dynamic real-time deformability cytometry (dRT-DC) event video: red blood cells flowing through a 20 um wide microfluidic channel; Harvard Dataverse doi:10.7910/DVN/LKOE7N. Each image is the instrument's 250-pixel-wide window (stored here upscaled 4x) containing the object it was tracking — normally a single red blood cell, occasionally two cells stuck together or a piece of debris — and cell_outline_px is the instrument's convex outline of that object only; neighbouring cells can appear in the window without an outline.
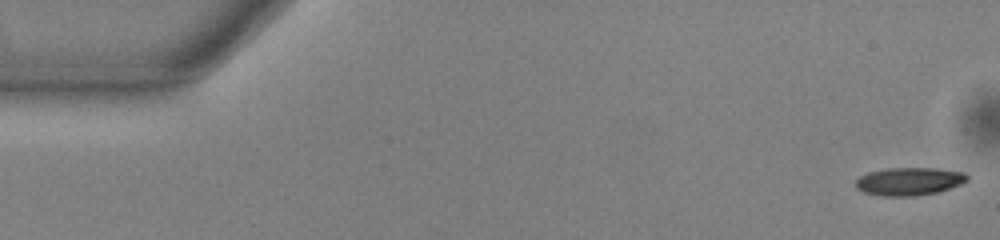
{"species": "common noctule bat (a hibernating species)", "species_latin": "Nyctalus noctula", "temperature_condition": "warm", "stored_images_in_passage": 53, "camera_frame_rate_fps": 3000, "um_per_image_px": 0.085, "animal": {"sex": "male", "body_mass_g": 13.0, "forearm_length_mm": 53.1}, "frame": {"image": 1, "passage_image": 1, "time_ms": 0.0, "image_size_px": [1000, 240], "cell_outline_px": [[968, 180], [960, 184], [936, 192], [916, 196], [880, 196], [864, 192], [856, 188], [856, 180], [860, 176], [868, 172], [888, 168], [932, 168], [964, 172], [968, 176]], "centroid_in_image_um": [77.25, 15.42], "position_along_channel_um": 7.7, "area_um2": 18.03}}
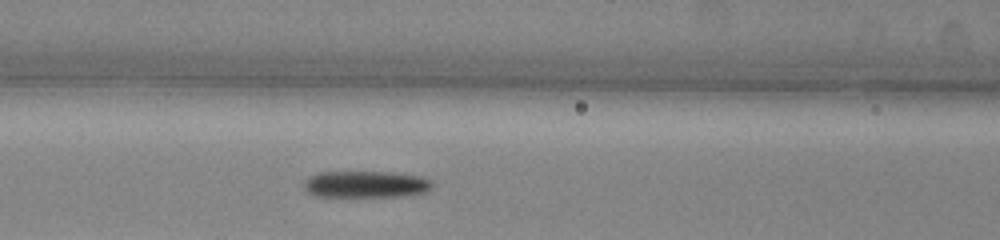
{"frame": {"image": 2, "passage_image": 22, "time_ms": 7.0, "image_size_px": [1000, 240], "cell_outline_px": [[432, 184], [424, 192], [408, 196], [316, 196], [308, 192], [304, 188], [304, 184], [308, 176], [320, 172], [392, 172], [420, 176], [432, 180]], "centroid_in_image_um": [31.08, 15.66], "position_along_channel_um": 135.5, "area_um2": 19.88}}
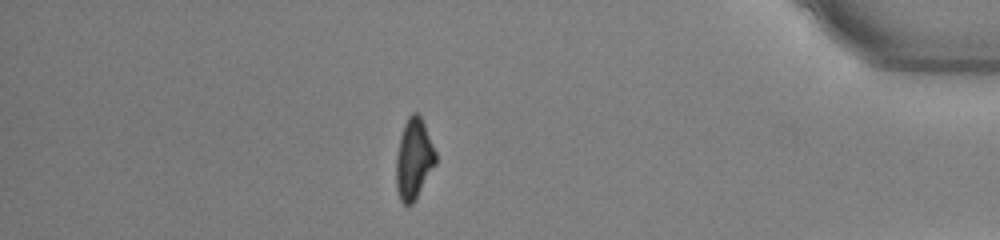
{"frame": {"image": 3, "passage_image": 46, "time_ms": 15.0, "image_size_px": [1000, 240], "cell_outline_px": [[436, 164], [416, 200], [412, 204], [404, 204], [400, 200], [396, 188], [396, 156], [400, 136], [404, 124], [408, 116], [412, 112], [416, 112], [420, 116], [424, 124], [436, 152]], "centroid_in_image_um": [35.17, 13.53], "position_along_channel_um": 400.0, "area_um2": 18.67}, "authors_computed_cell_mechanics": {"area_um2": 19.5942, "velocity_mm_per_s": 3.8427, "shape_relaxation_time_tau1_ms": 3.659, "shape_relaxation_time_tau2_ms": null, "deformation_change_tau1": 0.1474, "deformation_change_tau2": null}}